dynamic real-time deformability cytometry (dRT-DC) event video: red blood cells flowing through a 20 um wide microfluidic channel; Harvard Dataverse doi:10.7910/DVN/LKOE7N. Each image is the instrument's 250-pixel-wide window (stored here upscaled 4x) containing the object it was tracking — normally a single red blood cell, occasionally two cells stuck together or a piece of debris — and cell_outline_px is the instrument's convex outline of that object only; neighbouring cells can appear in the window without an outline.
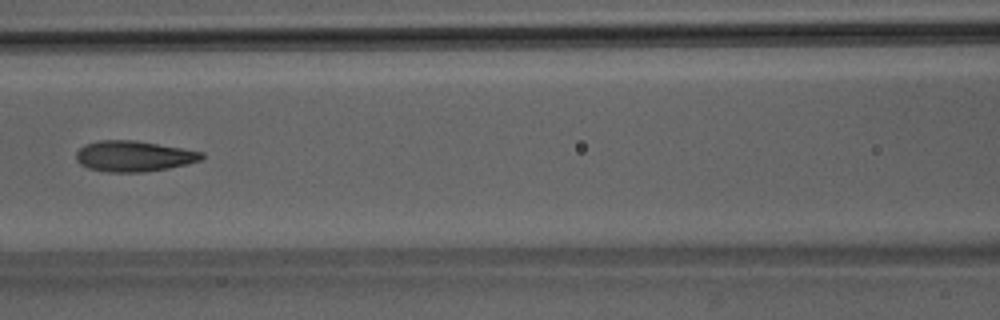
{"species": "Egyptian fruit bat (a non-hibernating species)", "species_latin": "Rousettus aegyptiacus", "temperature_condition": "room temperature", "stored_images_in_passage": 8, "camera_frame_rate_fps": 3000, "um_per_image_px": 0.085, "animal": {"sex": "male"}, "frame": {"image": 1, "passage_image": 7, "time_ms": 7.0, "image_size_px": [1000, 320], "cell_outline_px": [[204, 156], [200, 160], [188, 164], [168, 168], [144, 172], [108, 172], [88, 168], [80, 164], [76, 160], [76, 152], [84, 144], [100, 140], [132, 140], [204, 152]], "centroid_in_image_um": [11.34, 13.28], "position_along_channel_um": 155.3, "area_um2": 22.37}}